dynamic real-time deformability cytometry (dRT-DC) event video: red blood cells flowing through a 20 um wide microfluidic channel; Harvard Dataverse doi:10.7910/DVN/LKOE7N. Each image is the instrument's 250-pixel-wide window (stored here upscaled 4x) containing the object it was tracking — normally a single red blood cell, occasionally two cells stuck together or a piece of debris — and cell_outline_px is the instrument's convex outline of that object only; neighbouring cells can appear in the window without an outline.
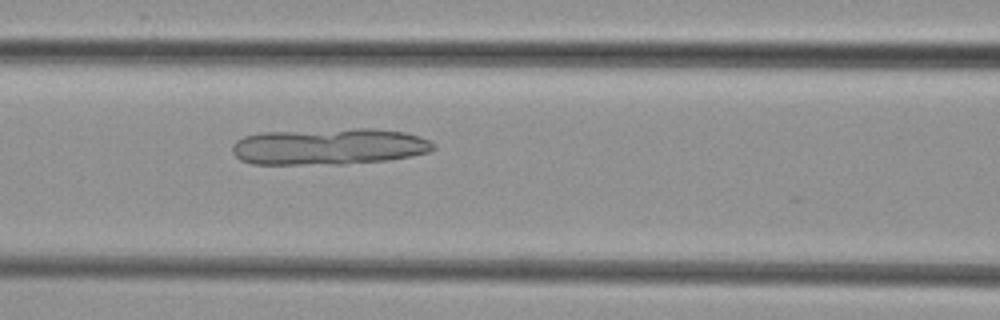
{"species": "common noctule bat (a hibernating species)", "species_latin": "Nyctalus noctula", "temperature_condition": "cold", "stored_images_in_passage": 7, "camera_frame_rate_fps": 3000, "um_per_image_px": 0.085, "animal": {"sex": "female", "body_mass_g": 29.2, "forearm_length_mm": 56.3}, "frame": {"image": 1, "passage_image": 7, "time_ms": 9.667, "image_size_px": [1000, 320], "cell_outline_px": [[436, 148], [428, 152], [412, 156], [388, 160], [344, 164], [252, 164], [240, 160], [232, 152], [232, 144], [236, 140], [244, 136], [260, 132], [356, 128], [368, 128], [404, 132], [420, 136], [436, 144]], "centroid_in_image_um": [27.96, 12.45], "position_along_channel_um": 138.6, "area_um2": 43.12}}